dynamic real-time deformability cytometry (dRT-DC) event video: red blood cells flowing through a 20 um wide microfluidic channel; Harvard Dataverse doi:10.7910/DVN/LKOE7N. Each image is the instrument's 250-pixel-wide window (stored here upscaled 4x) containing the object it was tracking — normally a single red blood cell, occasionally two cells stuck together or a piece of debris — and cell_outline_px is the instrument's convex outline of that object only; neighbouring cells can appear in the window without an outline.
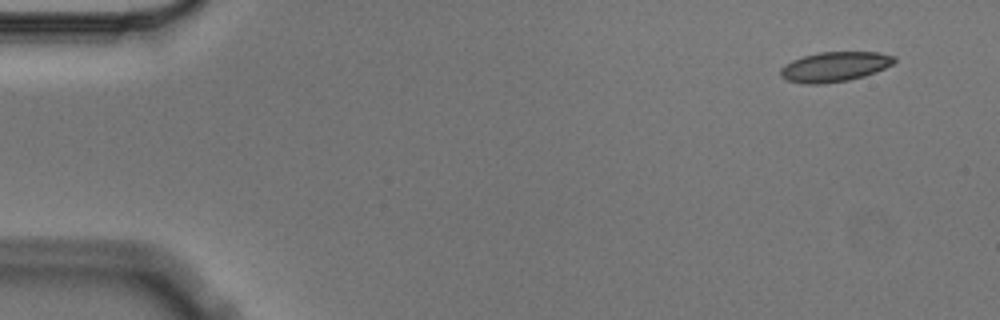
{"species": "Egyptian fruit bat (a non-hibernating species)", "species_latin": "Rousettus aegyptiacus", "temperature_condition": "cold", "stored_images_in_passage": 6, "camera_frame_rate_fps": 3000, "um_per_image_px": 0.085, "animal": {"sex": "male"}, "frame": {"image": 1, "passage_image": 1, "time_ms": 0.0, "image_size_px": [1000, 320], "cell_outline_px": [[896, 60], [892, 64], [876, 72], [864, 76], [848, 80], [820, 84], [808, 84], [788, 80], [780, 76], [780, 68], [784, 64], [792, 60], [804, 56], [820, 52], [880, 52], [896, 56]], "centroid_in_image_um": [70.95, 5.66], "position_along_channel_um": 14.0, "area_um2": 19.77}}
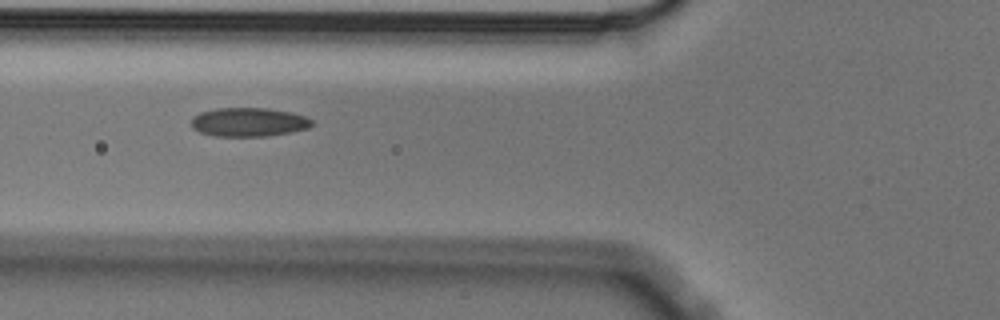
{"frame": {"image": 2, "passage_image": 5, "time_ms": 1.333, "image_size_px": [1000, 320], "cell_outline_px": [[312, 124], [308, 128], [292, 132], [268, 136], [216, 136], [200, 132], [192, 128], [192, 116], [200, 112], [216, 108], [268, 108], [288, 112], [304, 116], [312, 120]], "centroid_in_image_um": [21.11, 10.38], "position_along_channel_um": 104.7, "area_um2": 20.23}}
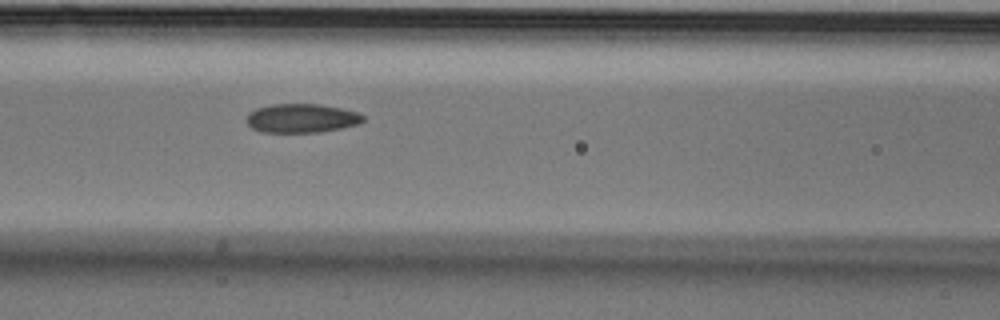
{"frame": {"image": 3, "passage_image": 6, "time_ms": 1.667, "image_size_px": [1000, 320], "cell_outline_px": [[364, 120], [360, 124], [340, 128], [316, 132], [260, 132], [252, 128], [244, 120], [248, 112], [256, 108], [272, 104], [320, 104], [360, 112], [364, 116]], "centroid_in_image_um": [25.61, 10.04], "position_along_channel_um": 141.0, "area_um2": 19.83}}